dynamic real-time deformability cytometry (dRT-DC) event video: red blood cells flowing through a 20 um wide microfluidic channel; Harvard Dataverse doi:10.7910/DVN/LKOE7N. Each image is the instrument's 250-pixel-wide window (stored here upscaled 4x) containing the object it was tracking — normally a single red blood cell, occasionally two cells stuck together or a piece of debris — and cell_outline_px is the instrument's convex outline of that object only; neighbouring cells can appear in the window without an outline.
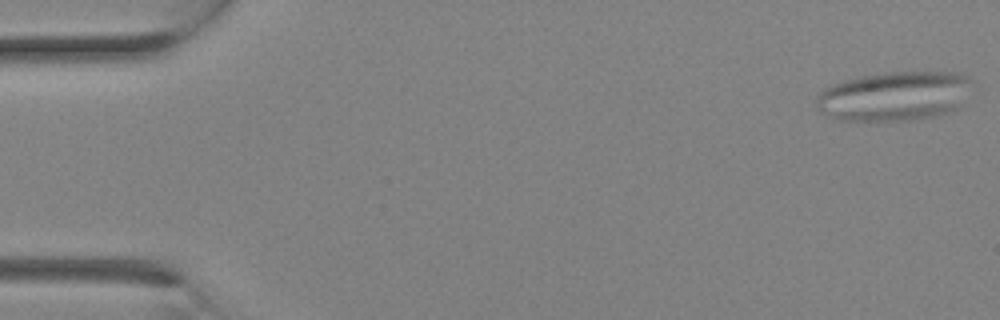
{"species": "Egyptian fruit bat (a non-hibernating species)", "species_latin": "Rousettus aegyptiacus", "temperature_condition": "room temperature", "stored_images_in_passage": 11, "camera_frame_rate_fps": 3000, "um_per_image_px": 0.085, "animal": {"sex": "female"}, "frame": {"image": 1, "passage_image": 1, "time_ms": 0.0, "image_size_px": [1000, 320], "cell_outline_px": [[972, 80], [960, 108], [936, 116], [912, 120], [840, 120], [820, 112], [816, 104], [816, 96], [824, 88], [832, 84], [856, 76], [888, 72], [964, 72]], "centroid_in_image_um": [76.02, 8.15], "position_along_channel_um": 9.0, "area_um2": 45.14}}
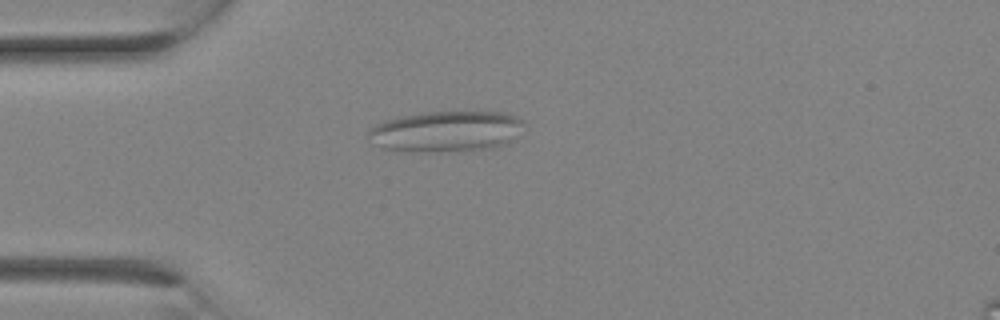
{"frame": {"image": 2, "passage_image": 7, "time_ms": 2.0, "image_size_px": [1000, 320], "cell_outline_px": [[524, 124], [508, 144], [496, 148], [440, 152], [396, 152], [372, 144], [364, 136], [368, 128], [376, 124], [400, 116], [420, 112], [508, 112], [524, 120]], "centroid_in_image_um": [37.85, 11.19], "position_along_channel_um": 47.2, "area_um2": 37.92}}
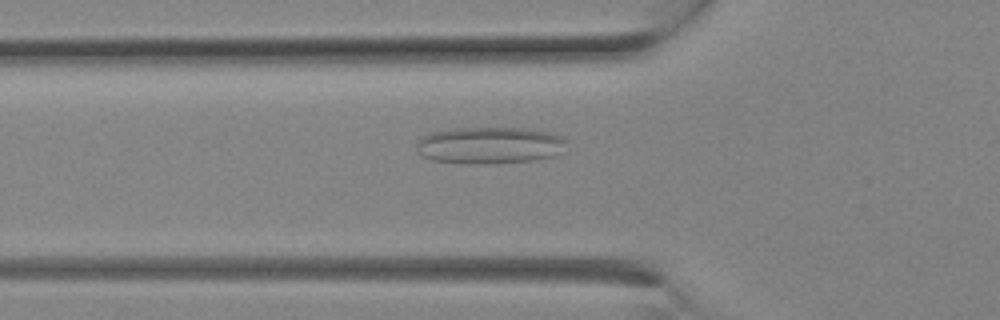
{"frame": {"image": 3, "passage_image": 9, "time_ms": 2.667, "image_size_px": [1000, 320], "cell_outline_px": [[568, 140], [556, 156], [532, 160], [492, 164], [468, 164], [432, 160], [416, 152], [416, 144], [420, 136], [432, 132], [456, 128], [524, 128], [552, 132]], "centroid_in_image_um": [41.59, 12.35], "position_along_channel_um": 84.2, "area_um2": 32.54}}